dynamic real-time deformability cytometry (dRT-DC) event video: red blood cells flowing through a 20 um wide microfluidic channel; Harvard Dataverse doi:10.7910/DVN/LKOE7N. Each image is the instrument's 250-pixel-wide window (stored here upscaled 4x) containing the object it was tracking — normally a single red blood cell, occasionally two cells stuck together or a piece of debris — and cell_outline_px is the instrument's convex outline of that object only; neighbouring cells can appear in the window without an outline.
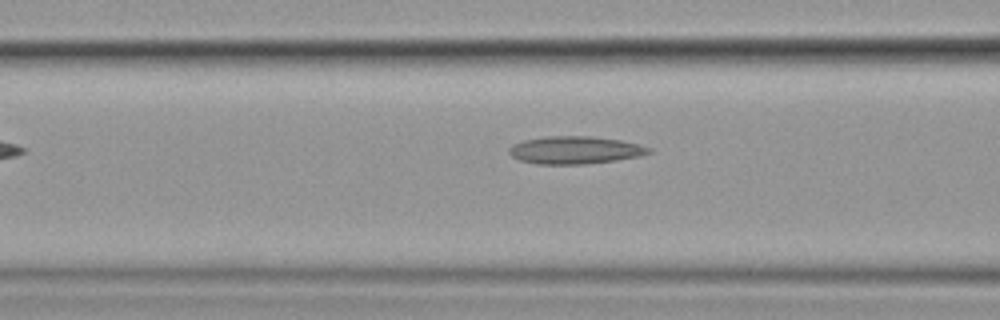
{"species": "common noctule bat (a hibernating species)", "species_latin": "Nyctalus noctula", "temperature_condition": "cold", "stored_images_in_passage": 29, "camera_frame_rate_fps": 3000, "um_per_image_px": 0.085, "animal": {"sex": "female", "body_mass_g": 19.9}, "frame": {"image": 1, "passage_image": 5, "time_ms": 1.333, "image_size_px": [1000, 320], "cell_outline_px": [[652, 152], [640, 156], [616, 160], [584, 164], [536, 164], [520, 160], [512, 156], [508, 152], [508, 148], [512, 144], [524, 140], [544, 136], [592, 136], [620, 140], [652, 148]], "centroid_in_image_um": [48.85, 12.75], "position_along_channel_um": 117.7, "area_um2": 22.54}}
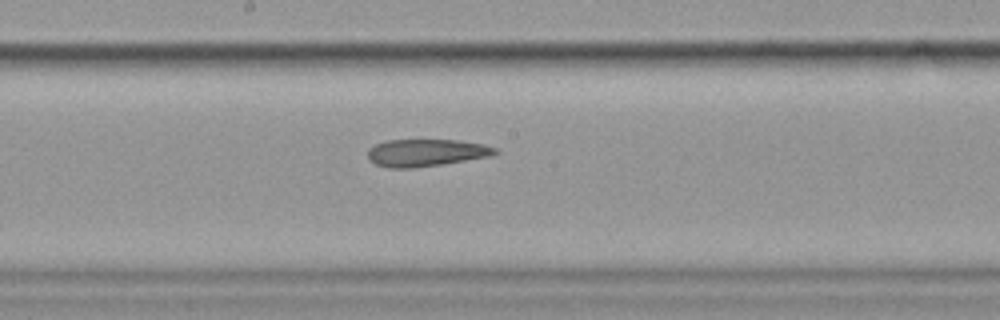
{"frame": {"image": 2, "passage_image": 13, "time_ms": 4.0, "image_size_px": [1000, 320], "cell_outline_px": [[500, 152], [492, 156], [416, 168], [388, 168], [376, 164], [368, 160], [368, 148], [384, 140], [456, 140], [484, 144], [496, 148]], "centroid_in_image_um": [36.21, 12.98], "position_along_channel_um": 212.0, "area_um2": 20.4}}
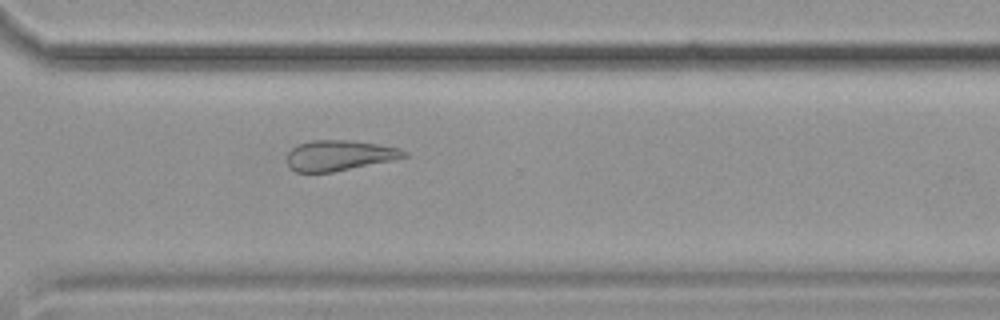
{"frame": {"image": 3, "passage_image": 24, "time_ms": 7.667, "image_size_px": [1000, 320], "cell_outline_px": [[408, 156], [392, 160], [332, 172], [296, 172], [288, 168], [288, 152], [292, 148], [300, 144], [312, 140], [352, 140], [380, 144], [400, 148], [408, 152]], "centroid_in_image_um": [28.85, 13.2], "position_along_channel_um": 341.7, "area_um2": 20.75}}